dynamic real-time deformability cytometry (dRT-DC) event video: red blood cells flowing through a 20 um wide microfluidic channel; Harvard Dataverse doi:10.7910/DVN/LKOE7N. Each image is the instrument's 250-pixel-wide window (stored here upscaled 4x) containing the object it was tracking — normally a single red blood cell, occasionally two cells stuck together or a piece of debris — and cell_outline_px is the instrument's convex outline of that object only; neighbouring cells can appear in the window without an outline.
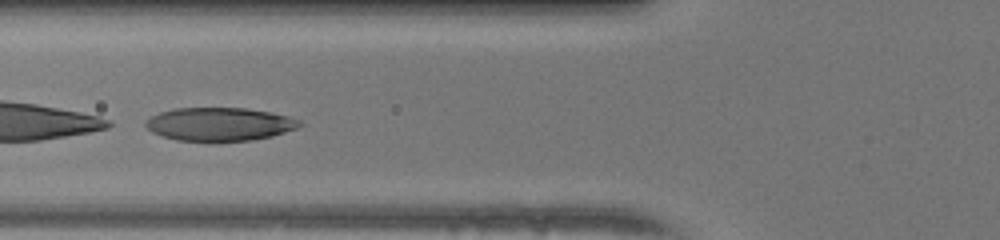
{"species": "human", "species_latin": "Homo sapiens", "temperature_condition": "warm", "stored_images_in_passage": 49, "segment_of_instrument_passage": [2, 2], "camera_frame_rate_fps": 3000, "um_per_image_px": 0.085, "donor": {"sex": "female"}, "frame": {"image": 1, "passage_image": 19, "time_ms": 6.0, "image_size_px": [1000, 240], "cell_outline_px": [[304, 124], [296, 128], [272, 136], [252, 140], [212, 144], [176, 140], [152, 132], [144, 124], [144, 120], [160, 112], [176, 108], [244, 108], [272, 112], [288, 116], [300, 120]], "centroid_in_image_um": [18.65, 10.59], "position_along_channel_um": 107.1, "area_um2": 30.69}}
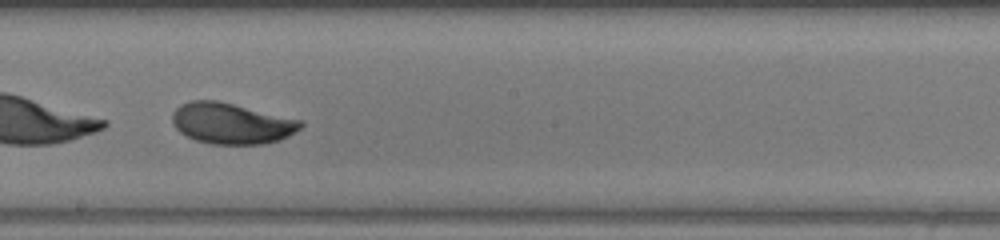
{"frame": {"image": 2, "passage_image": 28, "time_ms": 9.0, "image_size_px": [1000, 240], "cell_outline_px": [[304, 124], [300, 128], [288, 136], [280, 140], [264, 144], [212, 144], [196, 140], [180, 132], [172, 124], [172, 112], [180, 104], [192, 100], [216, 100], [304, 120]], "centroid_in_image_um": [19.68, 10.48], "position_along_channel_um": 228.5, "area_um2": 30.75}}
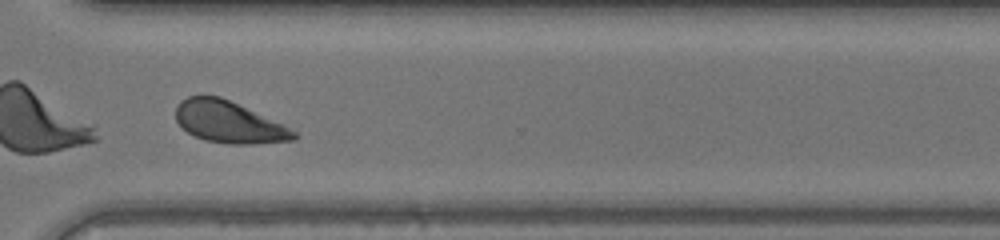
{"frame": {"image": 3, "passage_image": 37, "time_ms": 12.0, "image_size_px": [1000, 240], "cell_outline_px": [[300, 136], [296, 140], [252, 144], [228, 144], [204, 140], [188, 132], [176, 120], [176, 104], [180, 100], [188, 96], [220, 96], [280, 124], [296, 132]], "centroid_in_image_um": [19.42, 10.39], "position_along_channel_um": 351.2, "area_um2": 28.21}}